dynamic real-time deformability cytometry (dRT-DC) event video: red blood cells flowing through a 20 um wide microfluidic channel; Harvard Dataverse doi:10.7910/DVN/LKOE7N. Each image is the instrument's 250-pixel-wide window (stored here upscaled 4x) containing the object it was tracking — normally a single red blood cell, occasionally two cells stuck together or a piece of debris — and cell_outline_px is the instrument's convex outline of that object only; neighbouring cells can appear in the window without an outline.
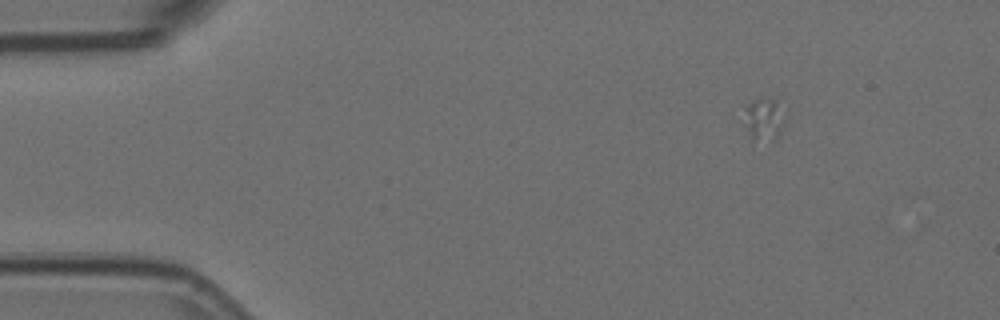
{"species": "Egyptian fruit bat (a non-hibernating species)", "species_latin": "Rousettus aegyptiacus", "temperature_condition": "room temperature", "stored_images_in_passage": 18, "camera_frame_rate_fps": 3000, "um_per_image_px": 0.085, "animal": {"sex": "female"}, "frame": {"image": 1, "passage_image": 6, "time_ms": 1.667, "image_size_px": [1000, 320], "cell_outline_px": [[788, 108], [784, 124], [776, 140], [752, 140], [748, 128], [744, 108], [744, 104], [760, 96], [776, 100]], "centroid_in_image_um": [65.03, 10.05], "position_along_channel_um": 20.0, "area_um2": 10.64}}